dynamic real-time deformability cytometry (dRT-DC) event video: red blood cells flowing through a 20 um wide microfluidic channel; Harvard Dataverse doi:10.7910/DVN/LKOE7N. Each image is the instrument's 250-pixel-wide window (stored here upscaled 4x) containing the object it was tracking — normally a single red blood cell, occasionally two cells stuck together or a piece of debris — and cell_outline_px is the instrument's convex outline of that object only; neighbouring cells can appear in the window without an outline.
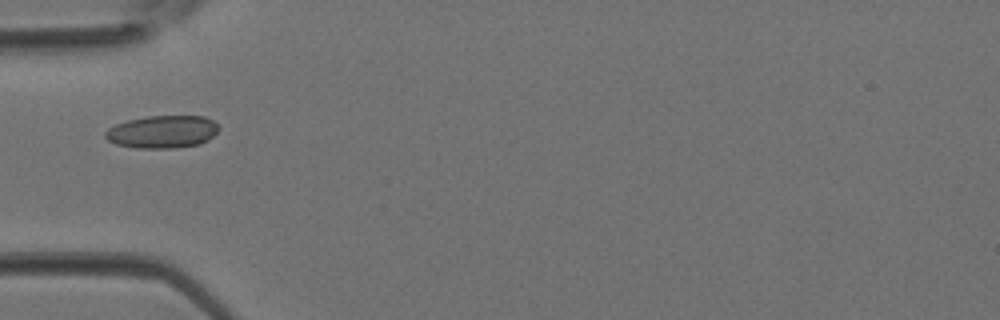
{"species": "Egyptian fruit bat (a non-hibernating species)", "species_latin": "Rousettus aegyptiacus", "temperature_condition": "room temperature", "stored_images_in_passage": 4, "camera_frame_rate_fps": 3000, "um_per_image_px": 0.085, "animal": {"sex": "female"}, "frame": {"image": 1, "passage_image": 4, "time_ms": 1.0, "image_size_px": [1000, 320], "cell_outline_px": [[220, 128], [208, 140], [200, 144], [176, 148], [136, 148], [116, 144], [108, 140], [104, 136], [104, 132], [108, 128], [116, 124], [128, 120], [148, 116], [204, 116], [212, 120]], "centroid_in_image_um": [13.79, 11.2], "position_along_channel_um": 71.2, "area_um2": 21.62}}